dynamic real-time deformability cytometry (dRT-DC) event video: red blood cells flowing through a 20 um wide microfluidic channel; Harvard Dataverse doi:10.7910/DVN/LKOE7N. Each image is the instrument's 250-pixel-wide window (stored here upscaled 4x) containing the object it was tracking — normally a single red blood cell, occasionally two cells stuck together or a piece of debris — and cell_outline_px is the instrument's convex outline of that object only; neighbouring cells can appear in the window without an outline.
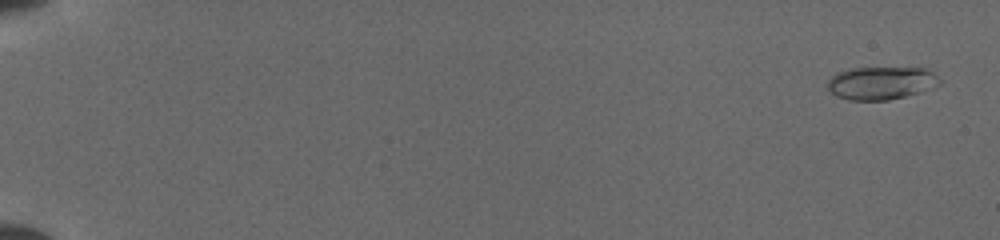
{"species": "common noctule bat (a hibernating species)", "species_latin": "Nyctalus noctula", "temperature_condition": "cold", "stored_images_in_passage": 36, "camera_frame_rate_fps": 3000, "um_per_image_px": 0.085, "animal": {"sex": "female", "body_mass_g": 19.5, "forearm_length_mm": 54.1}, "frame": {"image": 1, "passage_image": 1, "time_ms": 0.0, "image_size_px": [1000, 240], "cell_outline_px": [[944, 80], [940, 84], [920, 92], [888, 100], [848, 100], [836, 96], [828, 88], [828, 80], [836, 72], [852, 68], [924, 68], [932, 72]], "centroid_in_image_um": [74.91, 7.05], "position_along_channel_um": 10.1, "area_um2": 21.5}}
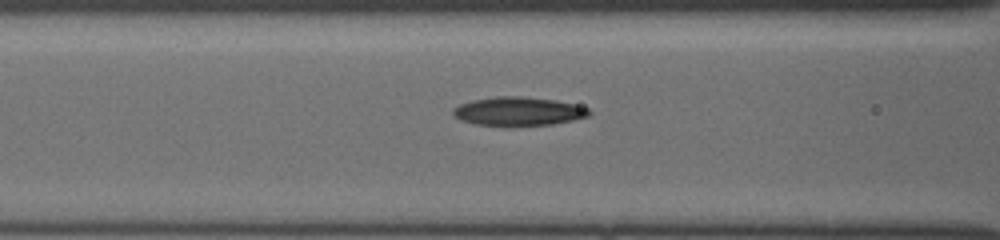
{"frame": {"image": 2, "passage_image": 25, "time_ms": 7.333, "image_size_px": [1000, 240], "cell_outline_px": [[592, 112], [588, 116], [572, 120], [552, 124], [512, 128], [504, 128], [476, 124], [460, 120], [452, 116], [452, 108], [460, 104], [472, 100], [496, 96], [520, 96], [556, 100], [588, 108]], "centroid_in_image_um": [44.0, 9.5], "position_along_channel_um": 122.6, "area_um2": 23.47}}
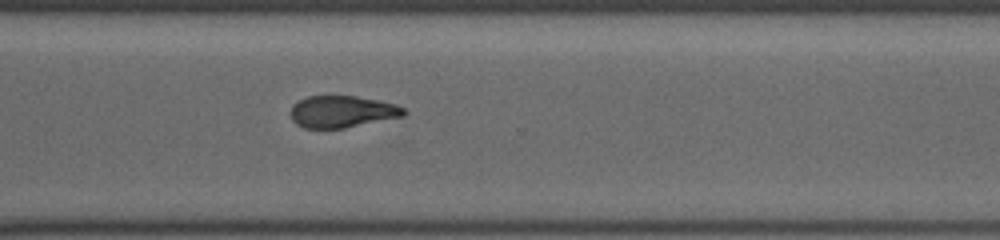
{"frame": {"image": 3, "passage_image": 36, "time_ms": 12.667, "image_size_px": [1000, 240], "cell_outline_px": [[408, 112], [404, 116], [344, 128], [304, 128], [296, 124], [292, 120], [292, 104], [308, 96], [356, 96], [380, 100], [396, 104], [404, 108]], "centroid_in_image_um": [29.11, 9.49], "position_along_channel_um": 341.5, "area_um2": 21.04}}